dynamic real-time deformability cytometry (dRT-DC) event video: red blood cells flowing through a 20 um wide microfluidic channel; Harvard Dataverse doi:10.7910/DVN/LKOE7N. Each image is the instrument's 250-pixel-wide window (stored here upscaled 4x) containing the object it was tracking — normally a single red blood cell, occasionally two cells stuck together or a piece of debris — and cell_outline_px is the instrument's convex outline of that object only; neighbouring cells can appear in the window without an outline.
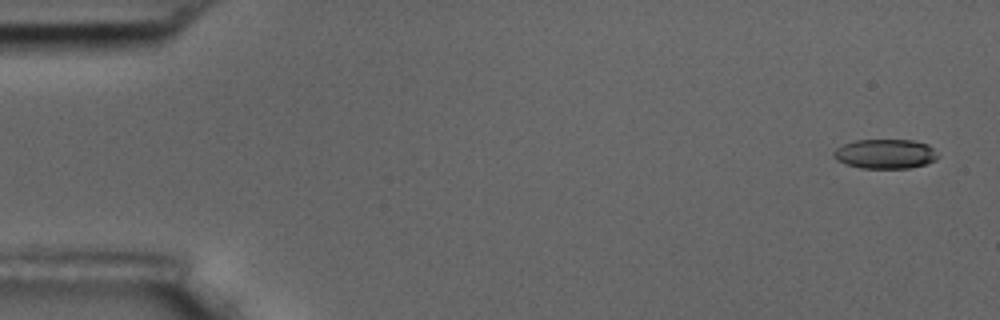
{"species": "common noctule bat (a hibernating species)", "species_latin": "Nyctalus noctula", "temperature_condition": "room temperature", "stored_images_in_passage": 7, "camera_frame_rate_fps": 3000, "um_per_image_px": 0.085, "animal": {"sex": "male", "body_mass_g": 17.5, "forearm_length_mm": 52.3}, "frame": {"image": 1, "passage_image": 1, "time_ms": 0.0, "image_size_px": [1000, 320], "cell_outline_px": [[940, 156], [936, 160], [928, 164], [908, 168], [860, 168], [836, 160], [832, 156], [832, 152], [836, 148], [844, 144], [856, 140], [912, 140], [928, 144]], "centroid_in_image_um": [75.26, 13.08], "position_along_channel_um": 9.7, "area_um2": 18.03}}